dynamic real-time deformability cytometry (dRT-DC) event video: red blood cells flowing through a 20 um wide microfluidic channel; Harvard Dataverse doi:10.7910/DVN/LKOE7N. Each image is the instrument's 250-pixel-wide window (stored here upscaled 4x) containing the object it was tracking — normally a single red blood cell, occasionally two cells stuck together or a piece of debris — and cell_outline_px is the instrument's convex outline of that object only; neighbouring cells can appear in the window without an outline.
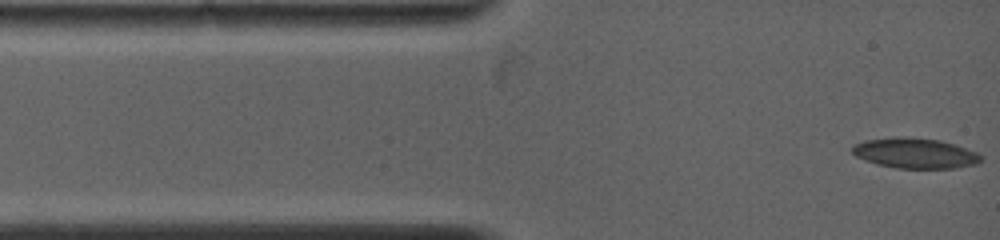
{"species": "common noctule bat (a hibernating species)", "species_latin": "Nyctalus noctula", "temperature_condition": "warm", "stored_images_in_passage": 3, "camera_frame_rate_fps": 5000, "um_per_image_px": 0.085, "animal": {"sex": "female", "body_mass_g": 19.0, "forearm_length_mm": 53.3}, "frame": {"image": 1, "passage_image": 1, "time_ms": 0.0, "image_size_px": [1000, 240], "cell_outline_px": [[980, 160], [976, 164], [952, 168], [896, 168], [876, 164], [864, 160], [856, 156], [852, 152], [852, 144], [864, 140], [940, 140], [976, 152], [980, 156]], "centroid_in_image_um": [77.75, 13.08], "position_along_channel_um": 7.2, "area_um2": 21.44}}